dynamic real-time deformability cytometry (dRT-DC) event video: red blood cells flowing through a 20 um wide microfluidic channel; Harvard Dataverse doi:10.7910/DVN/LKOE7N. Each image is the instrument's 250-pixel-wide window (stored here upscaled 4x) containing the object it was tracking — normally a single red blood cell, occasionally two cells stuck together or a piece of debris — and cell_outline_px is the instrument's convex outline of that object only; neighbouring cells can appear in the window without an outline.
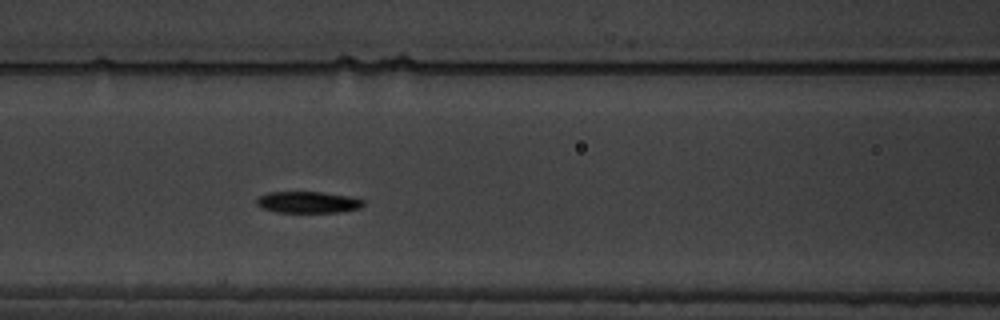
{"species": "common noctule bat (a hibernating species)", "species_latin": "Nyctalus noctula", "temperature_condition": "warm", "stored_images_in_passage": 6, "camera_frame_rate_fps": 3000, "um_per_image_px": 0.085, "animal": {"sex": "male", "body_mass_g": 19.5, "forearm_length_mm": 54.6}, "frame": {"image": 1, "passage_image": 5, "time_ms": 4.667, "image_size_px": [1000, 320], "cell_outline_px": [[364, 204], [360, 208], [340, 212], [276, 212], [260, 208], [256, 204], [256, 200], [260, 196], [268, 192], [324, 192], [352, 196], [364, 200]], "centroid_in_image_um": [26.19, 17.19], "position_along_channel_um": 140.4, "area_um2": 13.53}}